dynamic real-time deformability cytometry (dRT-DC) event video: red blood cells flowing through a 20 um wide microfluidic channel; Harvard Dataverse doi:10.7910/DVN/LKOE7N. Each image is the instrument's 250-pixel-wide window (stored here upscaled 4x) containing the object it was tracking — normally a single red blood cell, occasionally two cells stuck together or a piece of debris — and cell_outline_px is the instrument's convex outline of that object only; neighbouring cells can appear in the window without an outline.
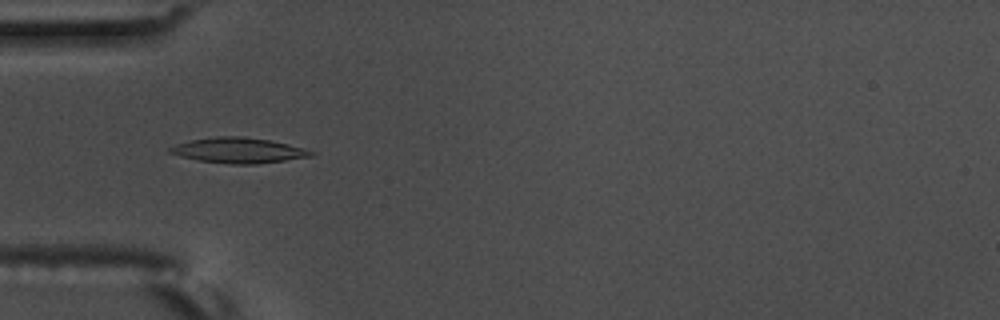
{"species": "common noctule bat (a hibernating species)", "species_latin": "Nyctalus noctula", "temperature_condition": "warm", "stored_images_in_passage": 56, "camera_frame_rate_fps": 3000, "um_per_image_px": 0.085, "animal": {"sex": "male", "body_mass_g": 17.5, "forearm_length_mm": 52.3}, "frame": {"image": 1, "passage_image": 18, "time_ms": 5.667, "image_size_px": [1000, 320], "cell_outline_px": [[316, 152], [312, 156], [256, 164], [232, 164], [200, 160], [180, 156], [168, 152], [168, 148], [176, 144], [192, 140], [216, 136], [240, 136], [268, 140], [288, 144], [304, 148]], "centroid_in_image_um": [20.27, 12.78], "position_along_channel_um": 64.7, "area_um2": 20.58}}
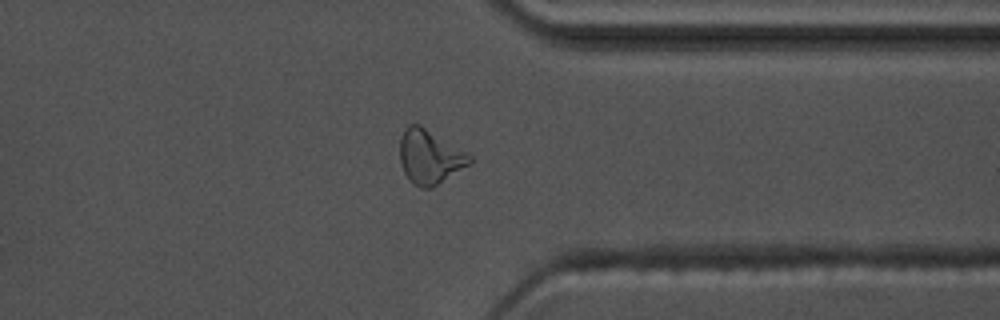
{"frame": {"image": 2, "passage_image": 44, "time_ms": 14.333, "image_size_px": [1000, 320], "cell_outline_px": [[472, 160], [468, 164], [432, 188], [420, 188], [412, 184], [404, 172], [400, 164], [400, 140], [404, 128], [408, 124], [420, 124], [468, 152], [472, 156]], "centroid_in_image_um": [36.5, 13.31], "position_along_channel_um": 374.9, "area_um2": 22.08}}
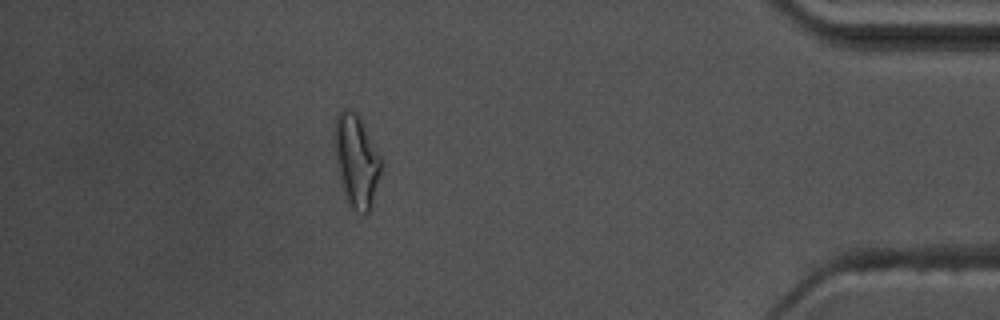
{"frame": {"image": 3, "passage_image": 50, "time_ms": 16.333, "image_size_px": [1000, 320], "cell_outline_px": [[380, 172], [372, 200], [368, 212], [364, 216], [352, 208], [348, 204], [336, 168], [332, 140], [332, 136], [336, 116], [344, 108], [348, 108], [356, 112], [380, 156]], "centroid_in_image_um": [30.22, 13.63], "position_along_channel_um": 405.0, "area_um2": 24.97}, "authors_computed_cell_mechanics": {"area_um2": 19.4497, "velocity_mm_per_s": 3.634, "shape_relaxation_time_tau1_ms": 5.9427, "shape_relaxation_time_tau2_ms": 2.1808, "deformation_change_tau1": 0.1909, "deformation_change_tau2": 0.0926}}